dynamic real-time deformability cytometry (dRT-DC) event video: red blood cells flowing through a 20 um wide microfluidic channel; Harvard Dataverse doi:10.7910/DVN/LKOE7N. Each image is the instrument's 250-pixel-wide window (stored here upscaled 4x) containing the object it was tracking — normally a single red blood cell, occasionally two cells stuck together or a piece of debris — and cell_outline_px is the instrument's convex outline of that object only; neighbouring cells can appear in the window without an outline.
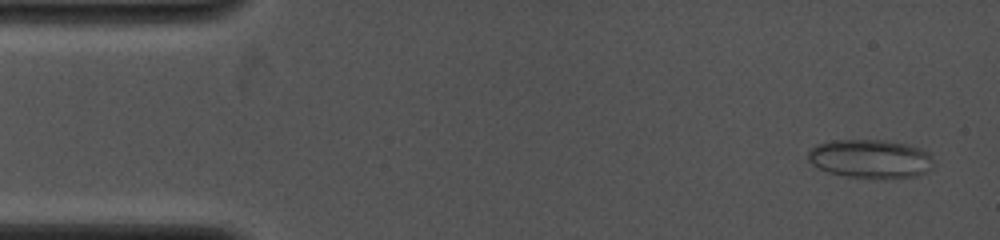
{"species": "common noctule bat (a hibernating species)", "species_latin": "Nyctalus noctula", "temperature_condition": "cold", "stored_images_in_passage": 4, "camera_frame_rate_fps": 4000, "um_per_image_px": 0.085, "animal": {"sex": "female", "body_mass_g": 19.0, "forearm_length_mm": 53.3}, "frame": {"image": 1, "passage_image": 1, "time_ms": 0.0, "image_size_px": [1000, 240], "cell_outline_px": [[932, 168], [916, 176], [848, 176], [828, 172], [812, 164], [808, 160], [808, 148], [816, 144], [832, 140], [884, 140], [904, 144], [920, 148], [928, 152], [932, 156]], "centroid_in_image_um": [73.93, 13.45], "position_along_channel_um": 11.1, "area_um2": 27.63}}
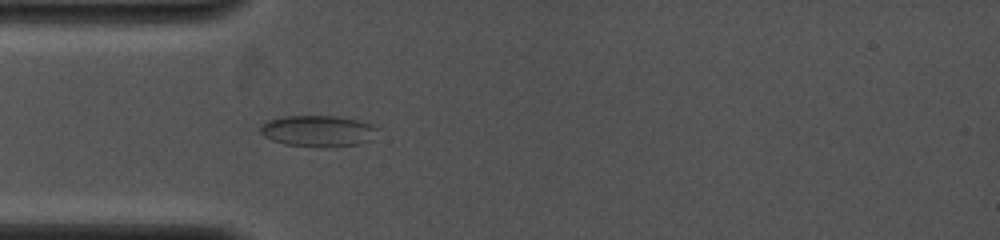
{"frame": {"image": 2, "passage_image": 4, "time_ms": 3.5, "image_size_px": [1000, 240], "cell_outline_px": [[380, 128], [372, 140], [360, 144], [324, 148], [284, 144], [272, 140], [264, 136], [260, 132], [260, 124], [268, 120], [284, 116], [336, 116], [356, 120], [372, 124]], "centroid_in_image_um": [27.05, 11.15], "position_along_channel_um": 57.9, "area_um2": 21.68}}